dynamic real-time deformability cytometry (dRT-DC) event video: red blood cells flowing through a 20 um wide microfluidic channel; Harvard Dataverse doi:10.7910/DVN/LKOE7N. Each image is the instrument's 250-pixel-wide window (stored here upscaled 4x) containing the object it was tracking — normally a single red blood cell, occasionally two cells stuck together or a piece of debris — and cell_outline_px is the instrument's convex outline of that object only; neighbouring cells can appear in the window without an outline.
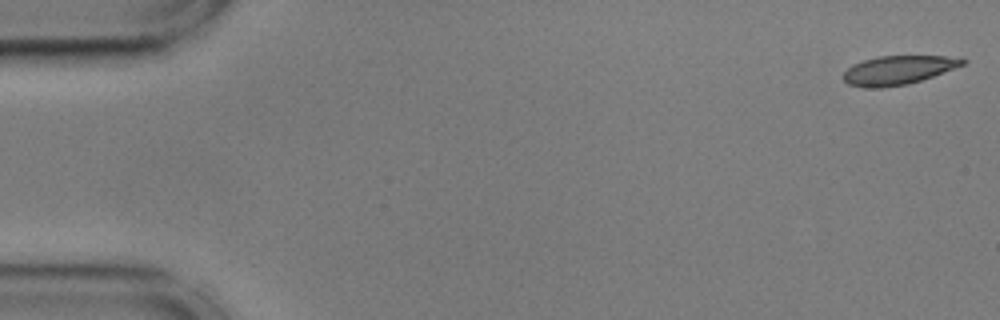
{"species": "common noctule bat (a hibernating species)", "species_latin": "Nyctalus noctula", "temperature_condition": "cold", "stored_images_in_passage": 55, "camera_frame_rate_fps": 3000, "um_per_image_px": 0.085, "animal": {"sex": "male", "body_mass_g": 17.9, "forearm_length_mm": 54.2}, "frame": {"image": 1, "passage_image": 1, "time_ms": 0.0, "image_size_px": [1000, 320], "cell_outline_px": [[968, 60], [964, 64], [932, 76], [908, 84], [880, 88], [864, 88], [848, 84], [844, 80], [844, 72], [852, 64], [864, 60], [880, 56], [960, 56]], "centroid_in_image_um": [76.35, 5.95], "position_along_channel_um": 8.7, "area_um2": 20.0}}
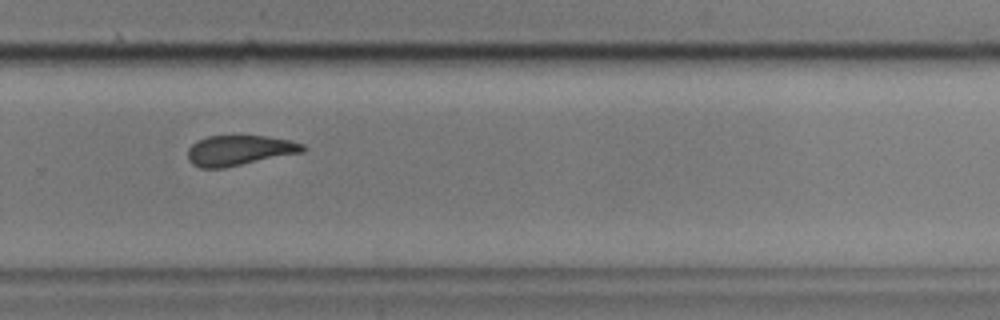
{"frame": {"image": 2, "passage_image": 37, "time_ms": 12.0, "image_size_px": [1000, 320], "cell_outline_px": [[308, 148], [304, 152], [224, 168], [200, 168], [192, 164], [188, 160], [188, 148], [196, 140], [208, 136], [264, 136], [288, 140], [304, 144]], "centroid_in_image_um": [20.34, 12.79], "position_along_channel_um": 309.5, "area_um2": 20.35}}
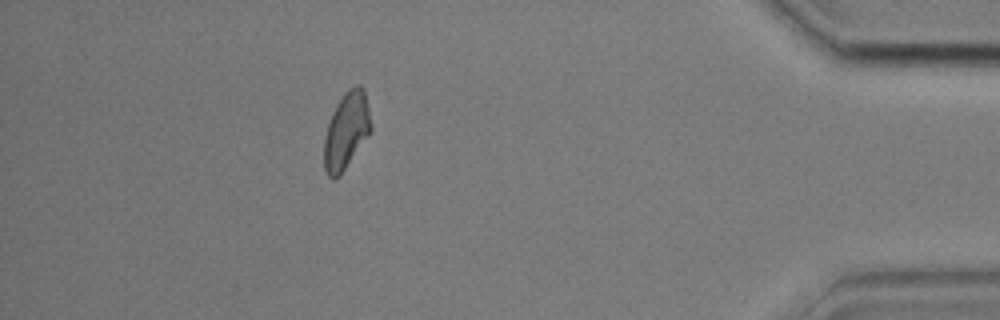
{"frame": {"image": 3, "passage_image": 49, "time_ms": 16.0, "image_size_px": [1000, 320], "cell_outline_px": [[372, 132], [340, 176], [332, 180], [324, 172], [324, 136], [332, 112], [336, 104], [348, 88], [356, 84], [360, 84], [364, 88], [372, 124]], "centroid_in_image_um": [29.45, 11.12], "position_along_channel_um": 405.7, "area_um2": 21.44}, "authors_computed_cell_mechanics": {"area_um2": 21.1548, "velocity_mm_per_s": 3.6011, "shape_relaxation_time_tau1_ms": 8.917, "shape_relaxation_time_tau2_ms": 4.332, "deformation_change_tau1": 0.1593, "deformation_change_tau2": 0.0956}}